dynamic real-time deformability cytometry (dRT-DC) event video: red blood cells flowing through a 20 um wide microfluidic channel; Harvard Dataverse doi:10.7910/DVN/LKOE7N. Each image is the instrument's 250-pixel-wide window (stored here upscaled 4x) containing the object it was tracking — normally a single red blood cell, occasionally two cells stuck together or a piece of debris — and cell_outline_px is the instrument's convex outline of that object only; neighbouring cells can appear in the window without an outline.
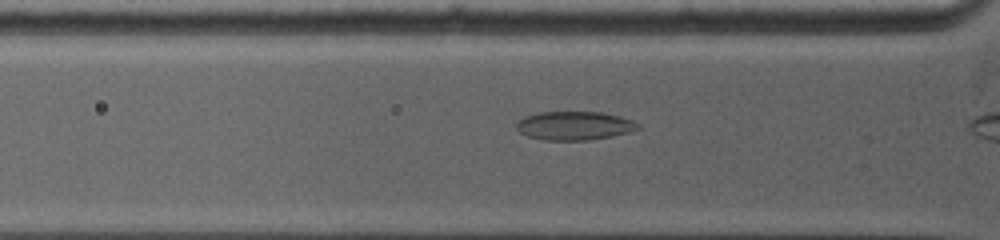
{"species": "common noctule bat (a hibernating species)", "species_latin": "Nyctalus noctula", "temperature_condition": "warm", "stored_images_in_passage": 6, "camera_frame_rate_fps": 5000, "um_per_image_px": 0.085, "animal": {"sex": "female", "body_mass_g": 19.0, "forearm_length_mm": 53.3}, "frame": {"image": 1, "passage_image": 4, "time_ms": 1.2, "image_size_px": [1000, 240], "cell_outline_px": [[640, 128], [628, 132], [612, 136], [588, 140], [544, 140], [528, 136], [520, 132], [516, 128], [516, 124], [524, 116], [540, 112], [600, 112], [620, 116], [632, 120], [640, 124]], "centroid_in_image_um": [48.83, 10.68], "position_along_channel_um": 77.0, "area_um2": 20.23}}